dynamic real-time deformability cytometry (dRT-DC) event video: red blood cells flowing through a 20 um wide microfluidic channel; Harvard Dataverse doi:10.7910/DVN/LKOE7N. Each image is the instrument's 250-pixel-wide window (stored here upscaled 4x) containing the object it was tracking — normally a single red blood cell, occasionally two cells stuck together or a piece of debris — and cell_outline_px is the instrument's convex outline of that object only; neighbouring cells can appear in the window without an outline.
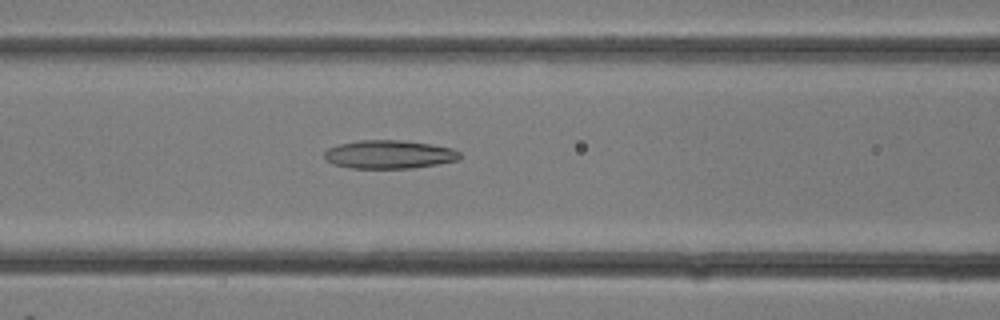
{"species": "common noctule bat (a hibernating species)", "species_latin": "Nyctalus noctula", "temperature_condition": "room temperature", "stored_images_in_passage": 28, "camera_frame_rate_fps": 3000, "um_per_image_px": 0.085, "animal": {"sex": "female"}, "frame": {"image": 1, "passage_image": 12, "time_ms": 3.667, "image_size_px": [1000, 320], "cell_outline_px": [[460, 160], [412, 168], [348, 168], [332, 164], [324, 156], [324, 152], [328, 148], [340, 144], [360, 140], [404, 140], [432, 144], [452, 148], [460, 152]], "centroid_in_image_um": [33.09, 13.12], "position_along_channel_um": 133.5, "area_um2": 22.48}}
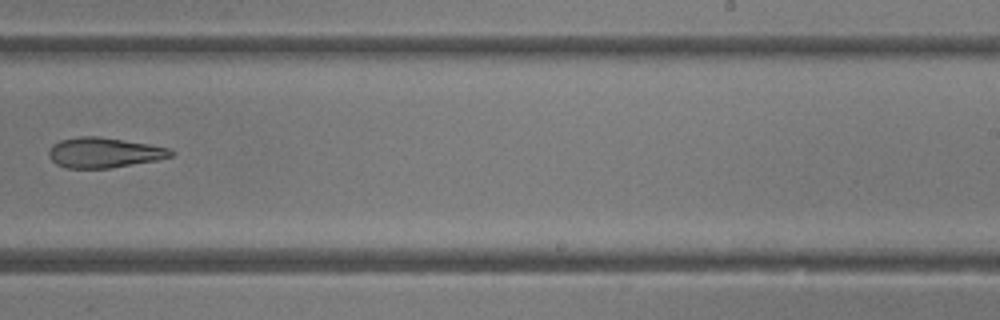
{"frame": {"image": 2, "passage_image": 18, "time_ms": 5.667, "image_size_px": [1000, 320], "cell_outline_px": [[176, 152], [172, 156], [156, 160], [108, 168], [68, 168], [56, 164], [48, 156], [48, 152], [52, 144], [60, 140], [80, 136], [96, 136], [148, 144], [168, 148]], "centroid_in_image_um": [8.81, 12.97], "position_along_channel_um": 280.2, "area_um2": 21.27}}
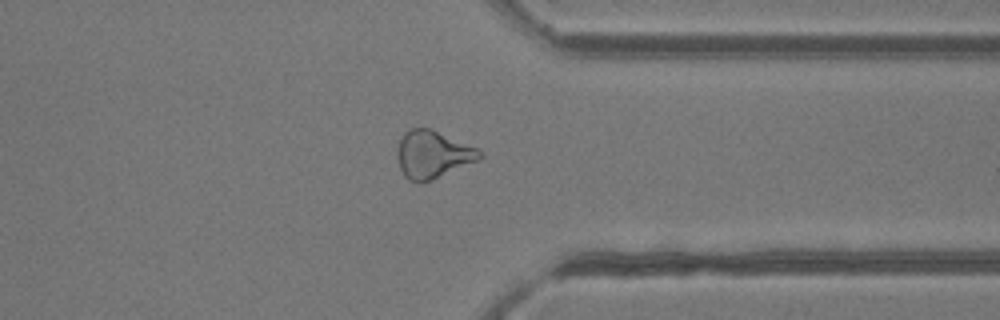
{"frame": {"image": 3, "passage_image": 22, "time_ms": 7.0, "image_size_px": [1000, 320], "cell_outline_px": [[484, 156], [480, 160], [432, 180], [420, 184], [408, 180], [404, 176], [400, 168], [396, 156], [396, 148], [404, 132], [408, 128], [432, 128], [480, 148], [484, 152]], "centroid_in_image_um": [36.81, 13.12], "position_along_channel_um": 374.6, "area_um2": 23.64}}